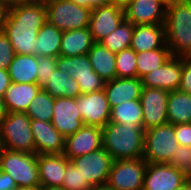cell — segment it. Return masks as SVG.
<instances>
[{
	"instance_id": "cell-44",
	"label": "cell",
	"mask_w": 191,
	"mask_h": 190,
	"mask_svg": "<svg viewBox=\"0 0 191 190\" xmlns=\"http://www.w3.org/2000/svg\"><path fill=\"white\" fill-rule=\"evenodd\" d=\"M109 4H112V0H86V8L91 10Z\"/></svg>"
},
{
	"instance_id": "cell-41",
	"label": "cell",
	"mask_w": 191,
	"mask_h": 190,
	"mask_svg": "<svg viewBox=\"0 0 191 190\" xmlns=\"http://www.w3.org/2000/svg\"><path fill=\"white\" fill-rule=\"evenodd\" d=\"M18 188L14 179L0 170V190H16Z\"/></svg>"
},
{
	"instance_id": "cell-2",
	"label": "cell",
	"mask_w": 191,
	"mask_h": 190,
	"mask_svg": "<svg viewBox=\"0 0 191 190\" xmlns=\"http://www.w3.org/2000/svg\"><path fill=\"white\" fill-rule=\"evenodd\" d=\"M166 46L172 56L191 57V3L169 0L165 16Z\"/></svg>"
},
{
	"instance_id": "cell-38",
	"label": "cell",
	"mask_w": 191,
	"mask_h": 190,
	"mask_svg": "<svg viewBox=\"0 0 191 190\" xmlns=\"http://www.w3.org/2000/svg\"><path fill=\"white\" fill-rule=\"evenodd\" d=\"M15 53L7 35L0 32V68L8 70L14 59Z\"/></svg>"
},
{
	"instance_id": "cell-5",
	"label": "cell",
	"mask_w": 191,
	"mask_h": 190,
	"mask_svg": "<svg viewBox=\"0 0 191 190\" xmlns=\"http://www.w3.org/2000/svg\"><path fill=\"white\" fill-rule=\"evenodd\" d=\"M26 112H8L0 122L2 147L12 151L35 153V142Z\"/></svg>"
},
{
	"instance_id": "cell-36",
	"label": "cell",
	"mask_w": 191,
	"mask_h": 190,
	"mask_svg": "<svg viewBox=\"0 0 191 190\" xmlns=\"http://www.w3.org/2000/svg\"><path fill=\"white\" fill-rule=\"evenodd\" d=\"M167 164L189 176L191 174V147L179 145Z\"/></svg>"
},
{
	"instance_id": "cell-21",
	"label": "cell",
	"mask_w": 191,
	"mask_h": 190,
	"mask_svg": "<svg viewBox=\"0 0 191 190\" xmlns=\"http://www.w3.org/2000/svg\"><path fill=\"white\" fill-rule=\"evenodd\" d=\"M142 80L136 78H115L105 83L104 91L111 108L122 102L140 99Z\"/></svg>"
},
{
	"instance_id": "cell-31",
	"label": "cell",
	"mask_w": 191,
	"mask_h": 190,
	"mask_svg": "<svg viewBox=\"0 0 191 190\" xmlns=\"http://www.w3.org/2000/svg\"><path fill=\"white\" fill-rule=\"evenodd\" d=\"M171 56L166 44L159 49L136 53L137 77L141 79L145 74L159 68Z\"/></svg>"
},
{
	"instance_id": "cell-22",
	"label": "cell",
	"mask_w": 191,
	"mask_h": 190,
	"mask_svg": "<svg viewBox=\"0 0 191 190\" xmlns=\"http://www.w3.org/2000/svg\"><path fill=\"white\" fill-rule=\"evenodd\" d=\"M165 44L164 24L134 25L130 48L136 53L159 49Z\"/></svg>"
},
{
	"instance_id": "cell-33",
	"label": "cell",
	"mask_w": 191,
	"mask_h": 190,
	"mask_svg": "<svg viewBox=\"0 0 191 190\" xmlns=\"http://www.w3.org/2000/svg\"><path fill=\"white\" fill-rule=\"evenodd\" d=\"M55 98L41 89L29 104L26 114L30 119L51 122L54 111Z\"/></svg>"
},
{
	"instance_id": "cell-28",
	"label": "cell",
	"mask_w": 191,
	"mask_h": 190,
	"mask_svg": "<svg viewBox=\"0 0 191 190\" xmlns=\"http://www.w3.org/2000/svg\"><path fill=\"white\" fill-rule=\"evenodd\" d=\"M62 36L63 31L46 20L36 37V56L55 58L60 56Z\"/></svg>"
},
{
	"instance_id": "cell-10",
	"label": "cell",
	"mask_w": 191,
	"mask_h": 190,
	"mask_svg": "<svg viewBox=\"0 0 191 190\" xmlns=\"http://www.w3.org/2000/svg\"><path fill=\"white\" fill-rule=\"evenodd\" d=\"M70 162L79 169L83 178H86L95 188L107 184L113 158L102 147L97 151L71 159Z\"/></svg>"
},
{
	"instance_id": "cell-18",
	"label": "cell",
	"mask_w": 191,
	"mask_h": 190,
	"mask_svg": "<svg viewBox=\"0 0 191 190\" xmlns=\"http://www.w3.org/2000/svg\"><path fill=\"white\" fill-rule=\"evenodd\" d=\"M31 131L35 142V154H63L65 137L52 122L31 119Z\"/></svg>"
},
{
	"instance_id": "cell-6",
	"label": "cell",
	"mask_w": 191,
	"mask_h": 190,
	"mask_svg": "<svg viewBox=\"0 0 191 190\" xmlns=\"http://www.w3.org/2000/svg\"><path fill=\"white\" fill-rule=\"evenodd\" d=\"M179 146L174 124L166 123L144 132L143 159L147 163H168Z\"/></svg>"
},
{
	"instance_id": "cell-49",
	"label": "cell",
	"mask_w": 191,
	"mask_h": 190,
	"mask_svg": "<svg viewBox=\"0 0 191 190\" xmlns=\"http://www.w3.org/2000/svg\"><path fill=\"white\" fill-rule=\"evenodd\" d=\"M53 1L55 0H29L30 3L44 4V5Z\"/></svg>"
},
{
	"instance_id": "cell-30",
	"label": "cell",
	"mask_w": 191,
	"mask_h": 190,
	"mask_svg": "<svg viewBox=\"0 0 191 190\" xmlns=\"http://www.w3.org/2000/svg\"><path fill=\"white\" fill-rule=\"evenodd\" d=\"M110 121L127 125H139L143 128V112L140 99L120 103L111 108Z\"/></svg>"
},
{
	"instance_id": "cell-9",
	"label": "cell",
	"mask_w": 191,
	"mask_h": 190,
	"mask_svg": "<svg viewBox=\"0 0 191 190\" xmlns=\"http://www.w3.org/2000/svg\"><path fill=\"white\" fill-rule=\"evenodd\" d=\"M146 166L143 158L113 160L107 185L115 190H143Z\"/></svg>"
},
{
	"instance_id": "cell-51",
	"label": "cell",
	"mask_w": 191,
	"mask_h": 190,
	"mask_svg": "<svg viewBox=\"0 0 191 190\" xmlns=\"http://www.w3.org/2000/svg\"><path fill=\"white\" fill-rule=\"evenodd\" d=\"M93 190H115V189L109 187V186L106 184V185H101V186L95 187Z\"/></svg>"
},
{
	"instance_id": "cell-47",
	"label": "cell",
	"mask_w": 191,
	"mask_h": 190,
	"mask_svg": "<svg viewBox=\"0 0 191 190\" xmlns=\"http://www.w3.org/2000/svg\"><path fill=\"white\" fill-rule=\"evenodd\" d=\"M176 190H191V179L189 178L184 184H182Z\"/></svg>"
},
{
	"instance_id": "cell-50",
	"label": "cell",
	"mask_w": 191,
	"mask_h": 190,
	"mask_svg": "<svg viewBox=\"0 0 191 190\" xmlns=\"http://www.w3.org/2000/svg\"><path fill=\"white\" fill-rule=\"evenodd\" d=\"M16 190H42V186L37 185V186H34V187H29V188H17Z\"/></svg>"
},
{
	"instance_id": "cell-48",
	"label": "cell",
	"mask_w": 191,
	"mask_h": 190,
	"mask_svg": "<svg viewBox=\"0 0 191 190\" xmlns=\"http://www.w3.org/2000/svg\"><path fill=\"white\" fill-rule=\"evenodd\" d=\"M130 0H112V4L124 7Z\"/></svg>"
},
{
	"instance_id": "cell-11",
	"label": "cell",
	"mask_w": 191,
	"mask_h": 190,
	"mask_svg": "<svg viewBox=\"0 0 191 190\" xmlns=\"http://www.w3.org/2000/svg\"><path fill=\"white\" fill-rule=\"evenodd\" d=\"M76 103L84 125L102 128L110 121L111 107L104 89L80 94Z\"/></svg>"
},
{
	"instance_id": "cell-34",
	"label": "cell",
	"mask_w": 191,
	"mask_h": 190,
	"mask_svg": "<svg viewBox=\"0 0 191 190\" xmlns=\"http://www.w3.org/2000/svg\"><path fill=\"white\" fill-rule=\"evenodd\" d=\"M115 62L117 78L137 77L136 52L132 48L116 53Z\"/></svg>"
},
{
	"instance_id": "cell-24",
	"label": "cell",
	"mask_w": 191,
	"mask_h": 190,
	"mask_svg": "<svg viewBox=\"0 0 191 190\" xmlns=\"http://www.w3.org/2000/svg\"><path fill=\"white\" fill-rule=\"evenodd\" d=\"M92 34L88 27L63 31L60 55L65 57L88 54L94 44Z\"/></svg>"
},
{
	"instance_id": "cell-42",
	"label": "cell",
	"mask_w": 191,
	"mask_h": 190,
	"mask_svg": "<svg viewBox=\"0 0 191 190\" xmlns=\"http://www.w3.org/2000/svg\"><path fill=\"white\" fill-rule=\"evenodd\" d=\"M11 83L8 70L0 68V97L4 98L6 90Z\"/></svg>"
},
{
	"instance_id": "cell-37",
	"label": "cell",
	"mask_w": 191,
	"mask_h": 190,
	"mask_svg": "<svg viewBox=\"0 0 191 190\" xmlns=\"http://www.w3.org/2000/svg\"><path fill=\"white\" fill-rule=\"evenodd\" d=\"M37 63L39 65L37 84L43 89L47 85V79H49L52 72L57 68V58L37 56Z\"/></svg>"
},
{
	"instance_id": "cell-15",
	"label": "cell",
	"mask_w": 191,
	"mask_h": 190,
	"mask_svg": "<svg viewBox=\"0 0 191 190\" xmlns=\"http://www.w3.org/2000/svg\"><path fill=\"white\" fill-rule=\"evenodd\" d=\"M182 67L183 57L171 56L159 68L141 78L143 87L159 88L168 92L179 90Z\"/></svg>"
},
{
	"instance_id": "cell-45",
	"label": "cell",
	"mask_w": 191,
	"mask_h": 190,
	"mask_svg": "<svg viewBox=\"0 0 191 190\" xmlns=\"http://www.w3.org/2000/svg\"><path fill=\"white\" fill-rule=\"evenodd\" d=\"M7 108L5 105L4 98L0 97V122L7 116Z\"/></svg>"
},
{
	"instance_id": "cell-25",
	"label": "cell",
	"mask_w": 191,
	"mask_h": 190,
	"mask_svg": "<svg viewBox=\"0 0 191 190\" xmlns=\"http://www.w3.org/2000/svg\"><path fill=\"white\" fill-rule=\"evenodd\" d=\"M90 64L93 70L105 81L113 80L117 77L116 53L111 52L101 43H94L88 52Z\"/></svg>"
},
{
	"instance_id": "cell-29",
	"label": "cell",
	"mask_w": 191,
	"mask_h": 190,
	"mask_svg": "<svg viewBox=\"0 0 191 190\" xmlns=\"http://www.w3.org/2000/svg\"><path fill=\"white\" fill-rule=\"evenodd\" d=\"M168 123H191V94L175 90L169 92L167 99Z\"/></svg>"
},
{
	"instance_id": "cell-13",
	"label": "cell",
	"mask_w": 191,
	"mask_h": 190,
	"mask_svg": "<svg viewBox=\"0 0 191 190\" xmlns=\"http://www.w3.org/2000/svg\"><path fill=\"white\" fill-rule=\"evenodd\" d=\"M168 96V91L159 88L143 87L140 102L142 105L144 130L168 123Z\"/></svg>"
},
{
	"instance_id": "cell-16",
	"label": "cell",
	"mask_w": 191,
	"mask_h": 190,
	"mask_svg": "<svg viewBox=\"0 0 191 190\" xmlns=\"http://www.w3.org/2000/svg\"><path fill=\"white\" fill-rule=\"evenodd\" d=\"M102 147V128L83 125L74 134L65 137L63 154L71 160Z\"/></svg>"
},
{
	"instance_id": "cell-1",
	"label": "cell",
	"mask_w": 191,
	"mask_h": 190,
	"mask_svg": "<svg viewBox=\"0 0 191 190\" xmlns=\"http://www.w3.org/2000/svg\"><path fill=\"white\" fill-rule=\"evenodd\" d=\"M46 20L44 4L28 2L10 6L3 32L15 54L36 56V37Z\"/></svg>"
},
{
	"instance_id": "cell-12",
	"label": "cell",
	"mask_w": 191,
	"mask_h": 190,
	"mask_svg": "<svg viewBox=\"0 0 191 190\" xmlns=\"http://www.w3.org/2000/svg\"><path fill=\"white\" fill-rule=\"evenodd\" d=\"M189 176L166 163H147L143 190H176Z\"/></svg>"
},
{
	"instance_id": "cell-39",
	"label": "cell",
	"mask_w": 191,
	"mask_h": 190,
	"mask_svg": "<svg viewBox=\"0 0 191 190\" xmlns=\"http://www.w3.org/2000/svg\"><path fill=\"white\" fill-rule=\"evenodd\" d=\"M179 90L181 92L191 94V57H183V67Z\"/></svg>"
},
{
	"instance_id": "cell-46",
	"label": "cell",
	"mask_w": 191,
	"mask_h": 190,
	"mask_svg": "<svg viewBox=\"0 0 191 190\" xmlns=\"http://www.w3.org/2000/svg\"><path fill=\"white\" fill-rule=\"evenodd\" d=\"M4 3H6L9 7L16 5V4H21V3H28L29 0H1Z\"/></svg>"
},
{
	"instance_id": "cell-4",
	"label": "cell",
	"mask_w": 191,
	"mask_h": 190,
	"mask_svg": "<svg viewBox=\"0 0 191 190\" xmlns=\"http://www.w3.org/2000/svg\"><path fill=\"white\" fill-rule=\"evenodd\" d=\"M0 170L9 174L18 188L40 185L37 155L3 148L0 153Z\"/></svg>"
},
{
	"instance_id": "cell-8",
	"label": "cell",
	"mask_w": 191,
	"mask_h": 190,
	"mask_svg": "<svg viewBox=\"0 0 191 190\" xmlns=\"http://www.w3.org/2000/svg\"><path fill=\"white\" fill-rule=\"evenodd\" d=\"M57 68L77 80L82 94L103 90L105 87L106 82L93 70L87 54L72 57L60 55L57 57Z\"/></svg>"
},
{
	"instance_id": "cell-27",
	"label": "cell",
	"mask_w": 191,
	"mask_h": 190,
	"mask_svg": "<svg viewBox=\"0 0 191 190\" xmlns=\"http://www.w3.org/2000/svg\"><path fill=\"white\" fill-rule=\"evenodd\" d=\"M53 98H77L81 93L80 85L74 77H71L58 68L52 72L47 85L43 88Z\"/></svg>"
},
{
	"instance_id": "cell-35",
	"label": "cell",
	"mask_w": 191,
	"mask_h": 190,
	"mask_svg": "<svg viewBox=\"0 0 191 190\" xmlns=\"http://www.w3.org/2000/svg\"><path fill=\"white\" fill-rule=\"evenodd\" d=\"M62 188L64 190H93L94 187L83 178L82 174L79 172L71 162L67 165Z\"/></svg>"
},
{
	"instance_id": "cell-43",
	"label": "cell",
	"mask_w": 191,
	"mask_h": 190,
	"mask_svg": "<svg viewBox=\"0 0 191 190\" xmlns=\"http://www.w3.org/2000/svg\"><path fill=\"white\" fill-rule=\"evenodd\" d=\"M9 6L0 0V32L3 31L5 22L7 20Z\"/></svg>"
},
{
	"instance_id": "cell-52",
	"label": "cell",
	"mask_w": 191,
	"mask_h": 190,
	"mask_svg": "<svg viewBox=\"0 0 191 190\" xmlns=\"http://www.w3.org/2000/svg\"><path fill=\"white\" fill-rule=\"evenodd\" d=\"M67 1H71L73 3L78 4L79 6L86 7V0H67Z\"/></svg>"
},
{
	"instance_id": "cell-3",
	"label": "cell",
	"mask_w": 191,
	"mask_h": 190,
	"mask_svg": "<svg viewBox=\"0 0 191 190\" xmlns=\"http://www.w3.org/2000/svg\"><path fill=\"white\" fill-rule=\"evenodd\" d=\"M144 132L139 125L109 121L102 127L103 148L113 160L143 158Z\"/></svg>"
},
{
	"instance_id": "cell-19",
	"label": "cell",
	"mask_w": 191,
	"mask_h": 190,
	"mask_svg": "<svg viewBox=\"0 0 191 190\" xmlns=\"http://www.w3.org/2000/svg\"><path fill=\"white\" fill-rule=\"evenodd\" d=\"M52 125L64 136L74 134L84 124L75 98H55Z\"/></svg>"
},
{
	"instance_id": "cell-26",
	"label": "cell",
	"mask_w": 191,
	"mask_h": 190,
	"mask_svg": "<svg viewBox=\"0 0 191 190\" xmlns=\"http://www.w3.org/2000/svg\"><path fill=\"white\" fill-rule=\"evenodd\" d=\"M38 63L35 55L15 54L8 67L10 80L13 83H37Z\"/></svg>"
},
{
	"instance_id": "cell-20",
	"label": "cell",
	"mask_w": 191,
	"mask_h": 190,
	"mask_svg": "<svg viewBox=\"0 0 191 190\" xmlns=\"http://www.w3.org/2000/svg\"><path fill=\"white\" fill-rule=\"evenodd\" d=\"M70 160L64 154L37 155L40 185L62 187L64 174Z\"/></svg>"
},
{
	"instance_id": "cell-40",
	"label": "cell",
	"mask_w": 191,
	"mask_h": 190,
	"mask_svg": "<svg viewBox=\"0 0 191 190\" xmlns=\"http://www.w3.org/2000/svg\"><path fill=\"white\" fill-rule=\"evenodd\" d=\"M174 132L179 145L191 147V123L174 124Z\"/></svg>"
},
{
	"instance_id": "cell-32",
	"label": "cell",
	"mask_w": 191,
	"mask_h": 190,
	"mask_svg": "<svg viewBox=\"0 0 191 190\" xmlns=\"http://www.w3.org/2000/svg\"><path fill=\"white\" fill-rule=\"evenodd\" d=\"M134 25L124 20L113 32L108 34L100 43L111 52L118 53L130 48Z\"/></svg>"
},
{
	"instance_id": "cell-7",
	"label": "cell",
	"mask_w": 191,
	"mask_h": 190,
	"mask_svg": "<svg viewBox=\"0 0 191 190\" xmlns=\"http://www.w3.org/2000/svg\"><path fill=\"white\" fill-rule=\"evenodd\" d=\"M45 6L47 21L60 31L89 27L91 9L67 0H55Z\"/></svg>"
},
{
	"instance_id": "cell-14",
	"label": "cell",
	"mask_w": 191,
	"mask_h": 190,
	"mask_svg": "<svg viewBox=\"0 0 191 190\" xmlns=\"http://www.w3.org/2000/svg\"><path fill=\"white\" fill-rule=\"evenodd\" d=\"M168 0H130L124 7L125 20L133 25L164 24Z\"/></svg>"
},
{
	"instance_id": "cell-23",
	"label": "cell",
	"mask_w": 191,
	"mask_h": 190,
	"mask_svg": "<svg viewBox=\"0 0 191 190\" xmlns=\"http://www.w3.org/2000/svg\"><path fill=\"white\" fill-rule=\"evenodd\" d=\"M41 90L37 83H13L6 90L4 101L8 112H26L29 104Z\"/></svg>"
},
{
	"instance_id": "cell-53",
	"label": "cell",
	"mask_w": 191,
	"mask_h": 190,
	"mask_svg": "<svg viewBox=\"0 0 191 190\" xmlns=\"http://www.w3.org/2000/svg\"><path fill=\"white\" fill-rule=\"evenodd\" d=\"M42 190H64L62 187H47L42 186Z\"/></svg>"
},
{
	"instance_id": "cell-54",
	"label": "cell",
	"mask_w": 191,
	"mask_h": 190,
	"mask_svg": "<svg viewBox=\"0 0 191 190\" xmlns=\"http://www.w3.org/2000/svg\"><path fill=\"white\" fill-rule=\"evenodd\" d=\"M3 147H2V142H1V138H0V153L2 151Z\"/></svg>"
},
{
	"instance_id": "cell-17",
	"label": "cell",
	"mask_w": 191,
	"mask_h": 190,
	"mask_svg": "<svg viewBox=\"0 0 191 190\" xmlns=\"http://www.w3.org/2000/svg\"><path fill=\"white\" fill-rule=\"evenodd\" d=\"M125 20L123 7L109 4L91 10L89 30L93 40L100 43Z\"/></svg>"
}]
</instances>
